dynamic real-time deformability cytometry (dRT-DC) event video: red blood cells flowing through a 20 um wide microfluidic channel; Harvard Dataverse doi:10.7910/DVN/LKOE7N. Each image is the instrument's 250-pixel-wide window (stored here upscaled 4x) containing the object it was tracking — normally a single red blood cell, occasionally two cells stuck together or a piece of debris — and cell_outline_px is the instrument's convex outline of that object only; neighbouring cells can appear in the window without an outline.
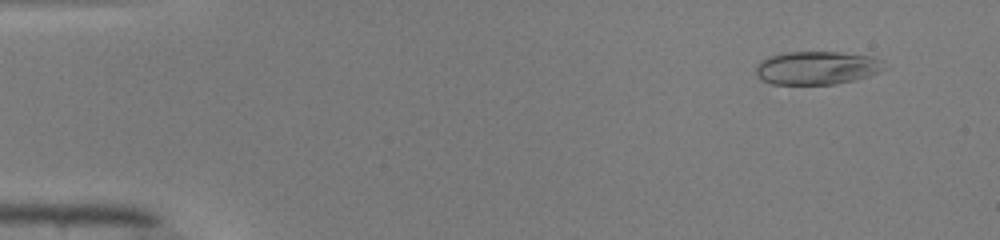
{"species": "common noctule bat (a hibernating species)", "species_latin": "Nyctalus noctula", "temperature_condition": "warm", "stored_images_in_passage": 22, "camera_frame_rate_fps": 3000, "um_per_image_px": 0.085, "animal": {"sex": "male", "body_mass_g": 19.0, "forearm_length_mm": 50.8}, "frame": {"image": 1, "passage_image": 4, "time_ms": 1.0, "image_size_px": [1000, 240], "cell_outline_px": [[888, 68], [880, 72], [868, 76], [836, 84], [772, 84], [764, 80], [756, 72], [756, 64], [760, 60], [768, 56], [784, 52], [840, 52], [872, 56], [884, 60]], "centroid_in_image_um": [69.49, 5.75], "position_along_channel_um": 15.5, "area_um2": 25.14}}
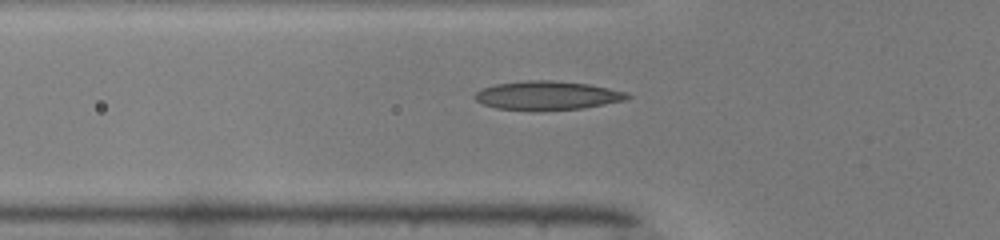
{"frame": {"image": 2, "passage_image": 17, "time_ms": 5.333, "image_size_px": [1000, 240], "cell_outline_px": [[632, 96], [624, 100], [584, 108], [540, 112], [496, 108], [484, 104], [476, 100], [472, 96], [480, 88], [496, 84], [528, 80], [552, 80], [588, 84], [628, 92]], "centroid_in_image_um": [46.49, 8.13], "position_along_channel_um": 79.3, "area_um2": 26.01}}
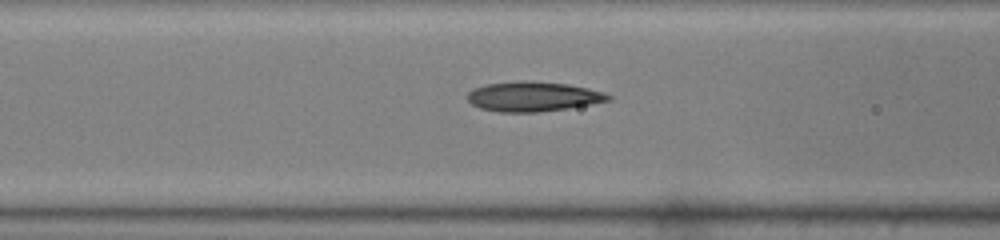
{"frame": {"image": 3, "passage_image": 20, "time_ms": 6.333, "image_size_px": [1000, 240], "cell_outline_px": [[612, 100], [568, 108], [536, 112], [500, 112], [480, 108], [472, 104], [468, 100], [468, 92], [472, 88], [488, 84], [520, 80], [532, 80], [568, 84], [588, 88], [604, 92], [612, 96]], "centroid_in_image_um": [45.32, 8.19], "position_along_channel_um": 121.3, "area_um2": 24.57}}